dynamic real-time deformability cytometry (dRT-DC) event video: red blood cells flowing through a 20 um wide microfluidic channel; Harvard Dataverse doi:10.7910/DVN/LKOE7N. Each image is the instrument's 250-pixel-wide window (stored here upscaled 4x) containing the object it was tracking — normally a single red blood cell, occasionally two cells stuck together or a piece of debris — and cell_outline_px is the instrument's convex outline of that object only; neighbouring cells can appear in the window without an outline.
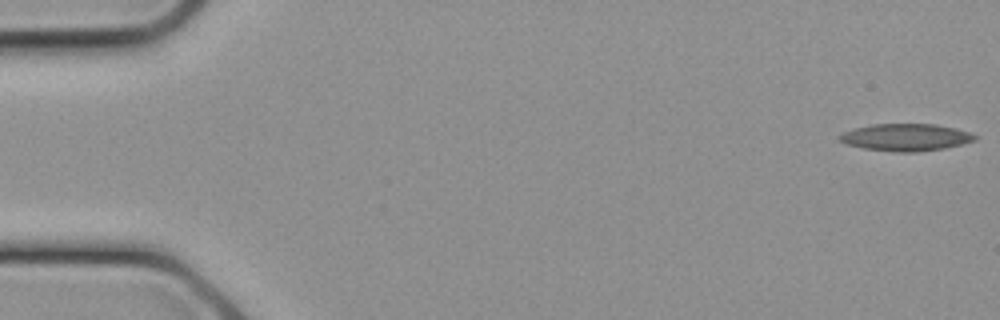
{"species": "common noctule bat (a hibernating species)", "species_latin": "Nyctalus noctula", "temperature_condition": "cold", "stored_images_in_passage": 9, "camera_frame_rate_fps": 3000, "um_per_image_px": 0.085, "animal": {"sex": "female", "body_mass_g": 21.9}, "frame": {"image": 1, "passage_image": 1, "time_ms": 0.0, "image_size_px": [1000, 320], "cell_outline_px": [[976, 140], [944, 148], [916, 152], [896, 152], [864, 148], [848, 144], [840, 140], [836, 136], [844, 132], [856, 128], [872, 124], [936, 124], [956, 128], [968, 132], [976, 136]], "centroid_in_image_um": [76.99, 11.67], "position_along_channel_um": 8.0, "area_um2": 21.21}}
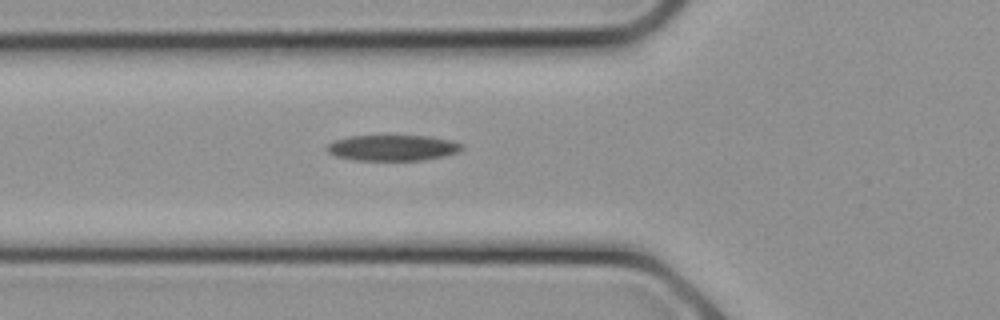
{"frame": {"image": 2, "passage_image": 9, "time_ms": 2.667, "image_size_px": [1000, 320], "cell_outline_px": [[464, 148], [460, 152], [444, 156], [420, 160], [352, 160], [336, 156], [328, 152], [324, 148], [328, 144], [336, 140], [348, 136], [428, 136], [452, 140], [464, 144]], "centroid_in_image_um": [33.4, 12.56], "position_along_channel_um": 92.4, "area_um2": 20.4}}